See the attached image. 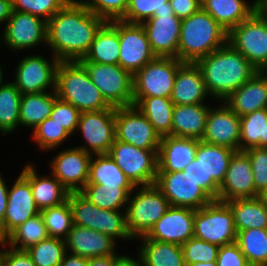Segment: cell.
<instances>
[{"instance_id": "cell-1", "label": "cell", "mask_w": 267, "mask_h": 266, "mask_svg": "<svg viewBox=\"0 0 267 266\" xmlns=\"http://www.w3.org/2000/svg\"><path fill=\"white\" fill-rule=\"evenodd\" d=\"M106 21L79 0L67 3L47 21V43L59 61H79Z\"/></svg>"}, {"instance_id": "cell-2", "label": "cell", "mask_w": 267, "mask_h": 266, "mask_svg": "<svg viewBox=\"0 0 267 266\" xmlns=\"http://www.w3.org/2000/svg\"><path fill=\"white\" fill-rule=\"evenodd\" d=\"M196 64L203 74L207 93L221 101H224L258 71L228 42L199 59Z\"/></svg>"}, {"instance_id": "cell-3", "label": "cell", "mask_w": 267, "mask_h": 266, "mask_svg": "<svg viewBox=\"0 0 267 266\" xmlns=\"http://www.w3.org/2000/svg\"><path fill=\"white\" fill-rule=\"evenodd\" d=\"M228 32L202 8L182 19L177 59L196 63L227 43Z\"/></svg>"}, {"instance_id": "cell-4", "label": "cell", "mask_w": 267, "mask_h": 266, "mask_svg": "<svg viewBox=\"0 0 267 266\" xmlns=\"http://www.w3.org/2000/svg\"><path fill=\"white\" fill-rule=\"evenodd\" d=\"M57 97L71 103L81 113L112 108L92 83L79 61H60L56 70Z\"/></svg>"}, {"instance_id": "cell-5", "label": "cell", "mask_w": 267, "mask_h": 266, "mask_svg": "<svg viewBox=\"0 0 267 266\" xmlns=\"http://www.w3.org/2000/svg\"><path fill=\"white\" fill-rule=\"evenodd\" d=\"M227 42L258 71L267 69V17L260 9L233 27Z\"/></svg>"}, {"instance_id": "cell-6", "label": "cell", "mask_w": 267, "mask_h": 266, "mask_svg": "<svg viewBox=\"0 0 267 266\" xmlns=\"http://www.w3.org/2000/svg\"><path fill=\"white\" fill-rule=\"evenodd\" d=\"M126 209L128 231L132 237L146 235L170 208V203L155 185L141 186L129 196Z\"/></svg>"}, {"instance_id": "cell-7", "label": "cell", "mask_w": 267, "mask_h": 266, "mask_svg": "<svg viewBox=\"0 0 267 266\" xmlns=\"http://www.w3.org/2000/svg\"><path fill=\"white\" fill-rule=\"evenodd\" d=\"M193 237L224 246L236 242L237 230L231 208L226 202L213 200L195 210Z\"/></svg>"}, {"instance_id": "cell-8", "label": "cell", "mask_w": 267, "mask_h": 266, "mask_svg": "<svg viewBox=\"0 0 267 266\" xmlns=\"http://www.w3.org/2000/svg\"><path fill=\"white\" fill-rule=\"evenodd\" d=\"M105 101L115 108L133 105V75L119 64L80 62Z\"/></svg>"}, {"instance_id": "cell-9", "label": "cell", "mask_w": 267, "mask_h": 266, "mask_svg": "<svg viewBox=\"0 0 267 266\" xmlns=\"http://www.w3.org/2000/svg\"><path fill=\"white\" fill-rule=\"evenodd\" d=\"M108 154L125 173L131 183L148 186L156 183L158 173V150L139 149L115 139Z\"/></svg>"}, {"instance_id": "cell-10", "label": "cell", "mask_w": 267, "mask_h": 266, "mask_svg": "<svg viewBox=\"0 0 267 266\" xmlns=\"http://www.w3.org/2000/svg\"><path fill=\"white\" fill-rule=\"evenodd\" d=\"M182 63L174 57L156 56L133 75V97L170 98Z\"/></svg>"}, {"instance_id": "cell-11", "label": "cell", "mask_w": 267, "mask_h": 266, "mask_svg": "<svg viewBox=\"0 0 267 266\" xmlns=\"http://www.w3.org/2000/svg\"><path fill=\"white\" fill-rule=\"evenodd\" d=\"M115 133L116 140L139 149L159 150L160 135L135 105L115 108Z\"/></svg>"}, {"instance_id": "cell-12", "label": "cell", "mask_w": 267, "mask_h": 266, "mask_svg": "<svg viewBox=\"0 0 267 266\" xmlns=\"http://www.w3.org/2000/svg\"><path fill=\"white\" fill-rule=\"evenodd\" d=\"M78 129L88 145L79 148L90 154H108L116 139L115 107L80 113Z\"/></svg>"}, {"instance_id": "cell-13", "label": "cell", "mask_w": 267, "mask_h": 266, "mask_svg": "<svg viewBox=\"0 0 267 266\" xmlns=\"http://www.w3.org/2000/svg\"><path fill=\"white\" fill-rule=\"evenodd\" d=\"M155 185L172 207L200 209L213 199L183 171L158 172Z\"/></svg>"}, {"instance_id": "cell-14", "label": "cell", "mask_w": 267, "mask_h": 266, "mask_svg": "<svg viewBox=\"0 0 267 266\" xmlns=\"http://www.w3.org/2000/svg\"><path fill=\"white\" fill-rule=\"evenodd\" d=\"M118 35L120 44L118 64L132 75L156 57L142 24L118 20Z\"/></svg>"}, {"instance_id": "cell-15", "label": "cell", "mask_w": 267, "mask_h": 266, "mask_svg": "<svg viewBox=\"0 0 267 266\" xmlns=\"http://www.w3.org/2000/svg\"><path fill=\"white\" fill-rule=\"evenodd\" d=\"M59 60L53 56L49 62L42 56L24 57L16 68V80L13 84L21 94L40 93L52 88L56 90V70Z\"/></svg>"}, {"instance_id": "cell-16", "label": "cell", "mask_w": 267, "mask_h": 266, "mask_svg": "<svg viewBox=\"0 0 267 266\" xmlns=\"http://www.w3.org/2000/svg\"><path fill=\"white\" fill-rule=\"evenodd\" d=\"M181 21L174 12H159L141 23L156 56L177 58Z\"/></svg>"}, {"instance_id": "cell-17", "label": "cell", "mask_w": 267, "mask_h": 266, "mask_svg": "<svg viewBox=\"0 0 267 266\" xmlns=\"http://www.w3.org/2000/svg\"><path fill=\"white\" fill-rule=\"evenodd\" d=\"M2 34L6 46L11 50L27 49L42 42L47 43V21L13 10Z\"/></svg>"}, {"instance_id": "cell-18", "label": "cell", "mask_w": 267, "mask_h": 266, "mask_svg": "<svg viewBox=\"0 0 267 266\" xmlns=\"http://www.w3.org/2000/svg\"><path fill=\"white\" fill-rule=\"evenodd\" d=\"M195 209L172 207L144 235L147 239L182 245L194 235Z\"/></svg>"}, {"instance_id": "cell-19", "label": "cell", "mask_w": 267, "mask_h": 266, "mask_svg": "<svg viewBox=\"0 0 267 266\" xmlns=\"http://www.w3.org/2000/svg\"><path fill=\"white\" fill-rule=\"evenodd\" d=\"M91 158L79 147L62 150L51 162L52 174L69 192H79L87 184Z\"/></svg>"}, {"instance_id": "cell-20", "label": "cell", "mask_w": 267, "mask_h": 266, "mask_svg": "<svg viewBox=\"0 0 267 266\" xmlns=\"http://www.w3.org/2000/svg\"><path fill=\"white\" fill-rule=\"evenodd\" d=\"M240 116L225 103L217 109L210 108L202 141L240 151Z\"/></svg>"}, {"instance_id": "cell-21", "label": "cell", "mask_w": 267, "mask_h": 266, "mask_svg": "<svg viewBox=\"0 0 267 266\" xmlns=\"http://www.w3.org/2000/svg\"><path fill=\"white\" fill-rule=\"evenodd\" d=\"M253 197L255 184L251 162L243 151H238L231 157L225 179L219 188L218 200L227 202Z\"/></svg>"}, {"instance_id": "cell-22", "label": "cell", "mask_w": 267, "mask_h": 266, "mask_svg": "<svg viewBox=\"0 0 267 266\" xmlns=\"http://www.w3.org/2000/svg\"><path fill=\"white\" fill-rule=\"evenodd\" d=\"M40 212L32 196L29 180L20 173L15 184L11 189H8L7 208L4 217V239L15 228Z\"/></svg>"}, {"instance_id": "cell-23", "label": "cell", "mask_w": 267, "mask_h": 266, "mask_svg": "<svg viewBox=\"0 0 267 266\" xmlns=\"http://www.w3.org/2000/svg\"><path fill=\"white\" fill-rule=\"evenodd\" d=\"M222 102L240 117L267 108V72L257 71Z\"/></svg>"}, {"instance_id": "cell-24", "label": "cell", "mask_w": 267, "mask_h": 266, "mask_svg": "<svg viewBox=\"0 0 267 266\" xmlns=\"http://www.w3.org/2000/svg\"><path fill=\"white\" fill-rule=\"evenodd\" d=\"M198 143L195 138L161 137L157 154L158 172L183 171L195 159Z\"/></svg>"}, {"instance_id": "cell-25", "label": "cell", "mask_w": 267, "mask_h": 266, "mask_svg": "<svg viewBox=\"0 0 267 266\" xmlns=\"http://www.w3.org/2000/svg\"><path fill=\"white\" fill-rule=\"evenodd\" d=\"M208 96L203 74L196 63L183 62L176 73L170 99L174 105L204 103Z\"/></svg>"}, {"instance_id": "cell-26", "label": "cell", "mask_w": 267, "mask_h": 266, "mask_svg": "<svg viewBox=\"0 0 267 266\" xmlns=\"http://www.w3.org/2000/svg\"><path fill=\"white\" fill-rule=\"evenodd\" d=\"M65 243L66 249L71 251L70 254L88 259L116 255L114 253L116 243L113 238L99 231L74 224L65 239Z\"/></svg>"}, {"instance_id": "cell-27", "label": "cell", "mask_w": 267, "mask_h": 266, "mask_svg": "<svg viewBox=\"0 0 267 266\" xmlns=\"http://www.w3.org/2000/svg\"><path fill=\"white\" fill-rule=\"evenodd\" d=\"M21 173L29 180L32 196L40 211L58 206L68 200L70 192L53 174L52 179L44 176L40 177L30 164L26 165Z\"/></svg>"}, {"instance_id": "cell-28", "label": "cell", "mask_w": 267, "mask_h": 266, "mask_svg": "<svg viewBox=\"0 0 267 266\" xmlns=\"http://www.w3.org/2000/svg\"><path fill=\"white\" fill-rule=\"evenodd\" d=\"M201 5L227 32L259 9L258 0L252 5L245 0H201Z\"/></svg>"}, {"instance_id": "cell-29", "label": "cell", "mask_w": 267, "mask_h": 266, "mask_svg": "<svg viewBox=\"0 0 267 266\" xmlns=\"http://www.w3.org/2000/svg\"><path fill=\"white\" fill-rule=\"evenodd\" d=\"M209 106L205 104L174 105L172 136L201 140L205 133Z\"/></svg>"}, {"instance_id": "cell-30", "label": "cell", "mask_w": 267, "mask_h": 266, "mask_svg": "<svg viewBox=\"0 0 267 266\" xmlns=\"http://www.w3.org/2000/svg\"><path fill=\"white\" fill-rule=\"evenodd\" d=\"M235 150L199 140L195 159L204 170V182L223 183L231 157Z\"/></svg>"}, {"instance_id": "cell-31", "label": "cell", "mask_w": 267, "mask_h": 266, "mask_svg": "<svg viewBox=\"0 0 267 266\" xmlns=\"http://www.w3.org/2000/svg\"><path fill=\"white\" fill-rule=\"evenodd\" d=\"M118 20L106 21L97 31L88 53L79 62L118 64Z\"/></svg>"}, {"instance_id": "cell-32", "label": "cell", "mask_w": 267, "mask_h": 266, "mask_svg": "<svg viewBox=\"0 0 267 266\" xmlns=\"http://www.w3.org/2000/svg\"><path fill=\"white\" fill-rule=\"evenodd\" d=\"M135 105L153 125L160 137L172 135L174 104L165 97H133Z\"/></svg>"}, {"instance_id": "cell-33", "label": "cell", "mask_w": 267, "mask_h": 266, "mask_svg": "<svg viewBox=\"0 0 267 266\" xmlns=\"http://www.w3.org/2000/svg\"><path fill=\"white\" fill-rule=\"evenodd\" d=\"M143 245L138 252L143 266H186L182 247L140 236Z\"/></svg>"}, {"instance_id": "cell-34", "label": "cell", "mask_w": 267, "mask_h": 266, "mask_svg": "<svg viewBox=\"0 0 267 266\" xmlns=\"http://www.w3.org/2000/svg\"><path fill=\"white\" fill-rule=\"evenodd\" d=\"M231 208L237 232L251 229H267V207L259 199L238 198L226 202Z\"/></svg>"}, {"instance_id": "cell-35", "label": "cell", "mask_w": 267, "mask_h": 266, "mask_svg": "<svg viewBox=\"0 0 267 266\" xmlns=\"http://www.w3.org/2000/svg\"><path fill=\"white\" fill-rule=\"evenodd\" d=\"M52 93V94H51ZM32 94H22L19 108L20 125L34 129L50 117L54 101L58 98L56 90Z\"/></svg>"}, {"instance_id": "cell-36", "label": "cell", "mask_w": 267, "mask_h": 266, "mask_svg": "<svg viewBox=\"0 0 267 266\" xmlns=\"http://www.w3.org/2000/svg\"><path fill=\"white\" fill-rule=\"evenodd\" d=\"M96 157V158H94ZM90 160L87 184L106 187H135L109 154H95Z\"/></svg>"}, {"instance_id": "cell-37", "label": "cell", "mask_w": 267, "mask_h": 266, "mask_svg": "<svg viewBox=\"0 0 267 266\" xmlns=\"http://www.w3.org/2000/svg\"><path fill=\"white\" fill-rule=\"evenodd\" d=\"M136 187H106L101 184H86L79 192L97 207L120 210Z\"/></svg>"}, {"instance_id": "cell-38", "label": "cell", "mask_w": 267, "mask_h": 266, "mask_svg": "<svg viewBox=\"0 0 267 266\" xmlns=\"http://www.w3.org/2000/svg\"><path fill=\"white\" fill-rule=\"evenodd\" d=\"M48 237L50 236L47 227L44 224L41 213H39L15 228L0 245L5 248L9 243V247L27 250L30 246L38 244Z\"/></svg>"}, {"instance_id": "cell-39", "label": "cell", "mask_w": 267, "mask_h": 266, "mask_svg": "<svg viewBox=\"0 0 267 266\" xmlns=\"http://www.w3.org/2000/svg\"><path fill=\"white\" fill-rule=\"evenodd\" d=\"M240 151L267 148V108L240 117Z\"/></svg>"}, {"instance_id": "cell-40", "label": "cell", "mask_w": 267, "mask_h": 266, "mask_svg": "<svg viewBox=\"0 0 267 266\" xmlns=\"http://www.w3.org/2000/svg\"><path fill=\"white\" fill-rule=\"evenodd\" d=\"M235 243L248 263L267 266V229L251 228L239 231Z\"/></svg>"}, {"instance_id": "cell-41", "label": "cell", "mask_w": 267, "mask_h": 266, "mask_svg": "<svg viewBox=\"0 0 267 266\" xmlns=\"http://www.w3.org/2000/svg\"><path fill=\"white\" fill-rule=\"evenodd\" d=\"M22 94L12 83L0 86V131L12 133L20 124L19 108Z\"/></svg>"}, {"instance_id": "cell-42", "label": "cell", "mask_w": 267, "mask_h": 266, "mask_svg": "<svg viewBox=\"0 0 267 266\" xmlns=\"http://www.w3.org/2000/svg\"><path fill=\"white\" fill-rule=\"evenodd\" d=\"M40 213L49 236L65 240L73 226L72 210L69 200L58 206L43 209Z\"/></svg>"}, {"instance_id": "cell-43", "label": "cell", "mask_w": 267, "mask_h": 266, "mask_svg": "<svg viewBox=\"0 0 267 266\" xmlns=\"http://www.w3.org/2000/svg\"><path fill=\"white\" fill-rule=\"evenodd\" d=\"M36 266H59L67 252L65 240L48 237L26 250Z\"/></svg>"}, {"instance_id": "cell-44", "label": "cell", "mask_w": 267, "mask_h": 266, "mask_svg": "<svg viewBox=\"0 0 267 266\" xmlns=\"http://www.w3.org/2000/svg\"><path fill=\"white\" fill-rule=\"evenodd\" d=\"M94 230L114 240L117 238L133 239L127 227L126 210L125 213H120L119 210H107L96 206Z\"/></svg>"}, {"instance_id": "cell-45", "label": "cell", "mask_w": 267, "mask_h": 266, "mask_svg": "<svg viewBox=\"0 0 267 266\" xmlns=\"http://www.w3.org/2000/svg\"><path fill=\"white\" fill-rule=\"evenodd\" d=\"M159 12H174L169 0H129L125 15L120 20L141 24Z\"/></svg>"}, {"instance_id": "cell-46", "label": "cell", "mask_w": 267, "mask_h": 266, "mask_svg": "<svg viewBox=\"0 0 267 266\" xmlns=\"http://www.w3.org/2000/svg\"><path fill=\"white\" fill-rule=\"evenodd\" d=\"M32 134L36 144L47 151L56 148L71 135L62 125L50 117L35 127Z\"/></svg>"}, {"instance_id": "cell-47", "label": "cell", "mask_w": 267, "mask_h": 266, "mask_svg": "<svg viewBox=\"0 0 267 266\" xmlns=\"http://www.w3.org/2000/svg\"><path fill=\"white\" fill-rule=\"evenodd\" d=\"M181 247L185 265L217 260L219 250L218 245L192 237L182 244Z\"/></svg>"}, {"instance_id": "cell-48", "label": "cell", "mask_w": 267, "mask_h": 266, "mask_svg": "<svg viewBox=\"0 0 267 266\" xmlns=\"http://www.w3.org/2000/svg\"><path fill=\"white\" fill-rule=\"evenodd\" d=\"M68 200L71 205L73 224L94 230L96 205L80 192H70Z\"/></svg>"}, {"instance_id": "cell-49", "label": "cell", "mask_w": 267, "mask_h": 266, "mask_svg": "<svg viewBox=\"0 0 267 266\" xmlns=\"http://www.w3.org/2000/svg\"><path fill=\"white\" fill-rule=\"evenodd\" d=\"M68 2L66 0H12L15 11L26 12L48 21Z\"/></svg>"}, {"instance_id": "cell-50", "label": "cell", "mask_w": 267, "mask_h": 266, "mask_svg": "<svg viewBox=\"0 0 267 266\" xmlns=\"http://www.w3.org/2000/svg\"><path fill=\"white\" fill-rule=\"evenodd\" d=\"M91 12L105 21L120 20L128 7L129 0H82Z\"/></svg>"}, {"instance_id": "cell-51", "label": "cell", "mask_w": 267, "mask_h": 266, "mask_svg": "<svg viewBox=\"0 0 267 266\" xmlns=\"http://www.w3.org/2000/svg\"><path fill=\"white\" fill-rule=\"evenodd\" d=\"M250 159L255 184V197L267 188V148L252 147L243 151Z\"/></svg>"}, {"instance_id": "cell-52", "label": "cell", "mask_w": 267, "mask_h": 266, "mask_svg": "<svg viewBox=\"0 0 267 266\" xmlns=\"http://www.w3.org/2000/svg\"><path fill=\"white\" fill-rule=\"evenodd\" d=\"M80 111L71 103L65 102L59 98L54 101L50 118L62 125L70 134L77 131Z\"/></svg>"}, {"instance_id": "cell-53", "label": "cell", "mask_w": 267, "mask_h": 266, "mask_svg": "<svg viewBox=\"0 0 267 266\" xmlns=\"http://www.w3.org/2000/svg\"><path fill=\"white\" fill-rule=\"evenodd\" d=\"M198 186H200L213 200H218L220 186L216 182H204V170L199 161L194 159L183 170Z\"/></svg>"}, {"instance_id": "cell-54", "label": "cell", "mask_w": 267, "mask_h": 266, "mask_svg": "<svg viewBox=\"0 0 267 266\" xmlns=\"http://www.w3.org/2000/svg\"><path fill=\"white\" fill-rule=\"evenodd\" d=\"M217 266H247L248 261L236 243L220 246Z\"/></svg>"}, {"instance_id": "cell-55", "label": "cell", "mask_w": 267, "mask_h": 266, "mask_svg": "<svg viewBox=\"0 0 267 266\" xmlns=\"http://www.w3.org/2000/svg\"><path fill=\"white\" fill-rule=\"evenodd\" d=\"M1 266H36L26 250L10 247L9 250H0Z\"/></svg>"}, {"instance_id": "cell-56", "label": "cell", "mask_w": 267, "mask_h": 266, "mask_svg": "<svg viewBox=\"0 0 267 266\" xmlns=\"http://www.w3.org/2000/svg\"><path fill=\"white\" fill-rule=\"evenodd\" d=\"M174 14L180 19L187 18L198 12L201 8V0H169Z\"/></svg>"}, {"instance_id": "cell-57", "label": "cell", "mask_w": 267, "mask_h": 266, "mask_svg": "<svg viewBox=\"0 0 267 266\" xmlns=\"http://www.w3.org/2000/svg\"><path fill=\"white\" fill-rule=\"evenodd\" d=\"M8 187L1 177L0 173V239L4 240V217L7 208Z\"/></svg>"}, {"instance_id": "cell-58", "label": "cell", "mask_w": 267, "mask_h": 266, "mask_svg": "<svg viewBox=\"0 0 267 266\" xmlns=\"http://www.w3.org/2000/svg\"><path fill=\"white\" fill-rule=\"evenodd\" d=\"M126 256L110 255L98 256L88 259V266H118Z\"/></svg>"}, {"instance_id": "cell-59", "label": "cell", "mask_w": 267, "mask_h": 266, "mask_svg": "<svg viewBox=\"0 0 267 266\" xmlns=\"http://www.w3.org/2000/svg\"><path fill=\"white\" fill-rule=\"evenodd\" d=\"M59 266H88V258L66 253Z\"/></svg>"}, {"instance_id": "cell-60", "label": "cell", "mask_w": 267, "mask_h": 266, "mask_svg": "<svg viewBox=\"0 0 267 266\" xmlns=\"http://www.w3.org/2000/svg\"><path fill=\"white\" fill-rule=\"evenodd\" d=\"M12 11V0H0V23L7 22L11 17Z\"/></svg>"}, {"instance_id": "cell-61", "label": "cell", "mask_w": 267, "mask_h": 266, "mask_svg": "<svg viewBox=\"0 0 267 266\" xmlns=\"http://www.w3.org/2000/svg\"><path fill=\"white\" fill-rule=\"evenodd\" d=\"M118 266H143L140 260H134L132 257L126 256Z\"/></svg>"}, {"instance_id": "cell-62", "label": "cell", "mask_w": 267, "mask_h": 266, "mask_svg": "<svg viewBox=\"0 0 267 266\" xmlns=\"http://www.w3.org/2000/svg\"><path fill=\"white\" fill-rule=\"evenodd\" d=\"M259 9L267 15V0H258Z\"/></svg>"}, {"instance_id": "cell-63", "label": "cell", "mask_w": 267, "mask_h": 266, "mask_svg": "<svg viewBox=\"0 0 267 266\" xmlns=\"http://www.w3.org/2000/svg\"><path fill=\"white\" fill-rule=\"evenodd\" d=\"M186 266H217L216 261L211 262H198L192 265H186Z\"/></svg>"}, {"instance_id": "cell-64", "label": "cell", "mask_w": 267, "mask_h": 266, "mask_svg": "<svg viewBox=\"0 0 267 266\" xmlns=\"http://www.w3.org/2000/svg\"><path fill=\"white\" fill-rule=\"evenodd\" d=\"M258 197L267 207V188L263 190L261 193H259Z\"/></svg>"}, {"instance_id": "cell-65", "label": "cell", "mask_w": 267, "mask_h": 266, "mask_svg": "<svg viewBox=\"0 0 267 266\" xmlns=\"http://www.w3.org/2000/svg\"><path fill=\"white\" fill-rule=\"evenodd\" d=\"M1 66H0V86L4 85L5 83L3 82V73H2V70H1Z\"/></svg>"}, {"instance_id": "cell-66", "label": "cell", "mask_w": 267, "mask_h": 266, "mask_svg": "<svg viewBox=\"0 0 267 266\" xmlns=\"http://www.w3.org/2000/svg\"><path fill=\"white\" fill-rule=\"evenodd\" d=\"M247 266H263V265L248 263Z\"/></svg>"}, {"instance_id": "cell-67", "label": "cell", "mask_w": 267, "mask_h": 266, "mask_svg": "<svg viewBox=\"0 0 267 266\" xmlns=\"http://www.w3.org/2000/svg\"><path fill=\"white\" fill-rule=\"evenodd\" d=\"M68 3L70 2H74V1H77V0H66Z\"/></svg>"}]
</instances>
